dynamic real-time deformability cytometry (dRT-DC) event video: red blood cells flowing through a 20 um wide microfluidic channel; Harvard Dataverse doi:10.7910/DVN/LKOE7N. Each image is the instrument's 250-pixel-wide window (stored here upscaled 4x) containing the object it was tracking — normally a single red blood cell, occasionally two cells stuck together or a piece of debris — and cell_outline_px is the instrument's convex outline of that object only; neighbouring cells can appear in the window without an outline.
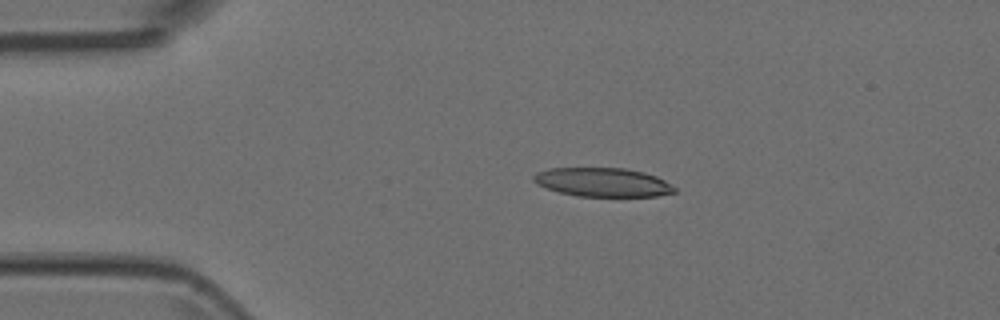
{"species": "Egyptian fruit bat (a non-hibernating species)", "species_latin": "Rousettus aegyptiacus", "temperature_condition": "room temperature", "stored_images_in_passage": 5, "camera_frame_rate_fps": 3000, "um_per_image_px": 0.085, "animal": {"sex": "female"}, "frame": {"image": 1, "passage_image": 4, "time_ms": 1.0, "image_size_px": [1000, 320], "cell_outline_px": [[676, 192], [656, 196], [576, 196], [560, 192], [536, 184], [532, 180], [532, 176], [536, 172], [548, 168], [624, 168], [644, 172], [656, 176], [664, 180], [676, 188]], "centroid_in_image_um": [51.21, 15.48], "position_along_channel_um": 33.8, "area_um2": 23.7}}